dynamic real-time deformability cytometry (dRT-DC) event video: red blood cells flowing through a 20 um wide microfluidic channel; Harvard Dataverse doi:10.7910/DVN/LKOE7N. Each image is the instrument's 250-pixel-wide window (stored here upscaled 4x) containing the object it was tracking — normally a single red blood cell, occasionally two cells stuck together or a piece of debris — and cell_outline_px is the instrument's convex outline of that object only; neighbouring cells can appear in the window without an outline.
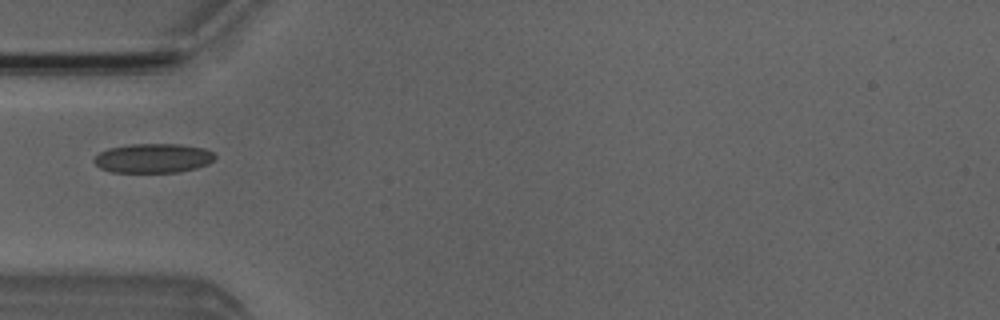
{"species": "Egyptian fruit bat (a non-hibernating species)", "species_latin": "Rousettus aegyptiacus", "temperature_condition": "room temperature", "stored_images_in_passage": 3, "camera_frame_rate_fps": 3000, "um_per_image_px": 0.085, "animal": {"sex": "male"}, "frame": {"image": 1, "passage_image": 1, "time_ms": 0.0, "image_size_px": [1000, 320], "cell_outline_px": [[216, 156], [208, 164], [196, 168], [180, 172], [112, 172], [100, 168], [92, 160], [100, 152], [108, 148], [128, 144], [180, 144], [204, 148], [212, 152]], "centroid_in_image_um": [13.01, 13.44], "position_along_channel_um": 72.0, "area_um2": 20.69}}